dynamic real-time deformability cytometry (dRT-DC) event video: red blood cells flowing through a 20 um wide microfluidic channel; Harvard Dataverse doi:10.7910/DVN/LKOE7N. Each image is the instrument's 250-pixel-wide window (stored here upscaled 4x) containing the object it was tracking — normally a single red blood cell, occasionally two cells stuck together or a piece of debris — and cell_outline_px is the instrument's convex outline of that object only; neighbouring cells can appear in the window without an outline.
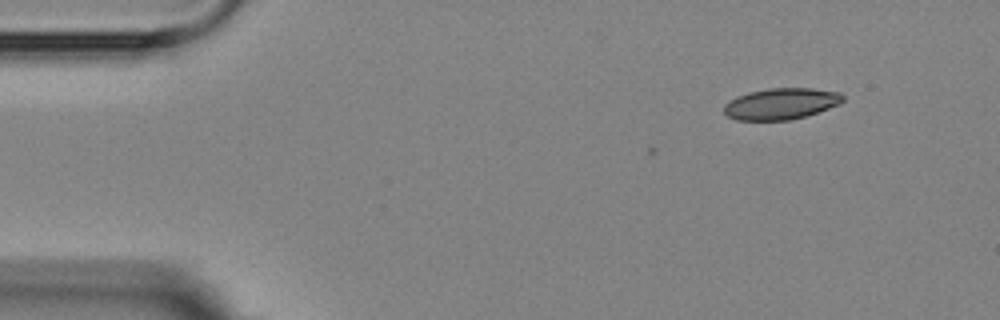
{"species": "Egyptian fruit bat (a non-hibernating species)", "species_latin": "Rousettus aegyptiacus", "temperature_condition": "room temperature", "stored_images_in_passage": 4, "camera_frame_rate_fps": 3000, "um_per_image_px": 0.085, "animal": {"sex": "female"}, "frame": {"image": 1, "passage_image": 1, "time_ms": 0.0, "image_size_px": [1000, 320], "cell_outline_px": [[844, 100], [840, 104], [792, 120], [736, 120], [728, 116], [724, 112], [724, 104], [736, 96], [748, 92], [768, 88], [812, 88], [840, 92], [844, 96]], "centroid_in_image_um": [66.38, 8.81], "position_along_channel_um": 18.6, "area_um2": 21.73}}